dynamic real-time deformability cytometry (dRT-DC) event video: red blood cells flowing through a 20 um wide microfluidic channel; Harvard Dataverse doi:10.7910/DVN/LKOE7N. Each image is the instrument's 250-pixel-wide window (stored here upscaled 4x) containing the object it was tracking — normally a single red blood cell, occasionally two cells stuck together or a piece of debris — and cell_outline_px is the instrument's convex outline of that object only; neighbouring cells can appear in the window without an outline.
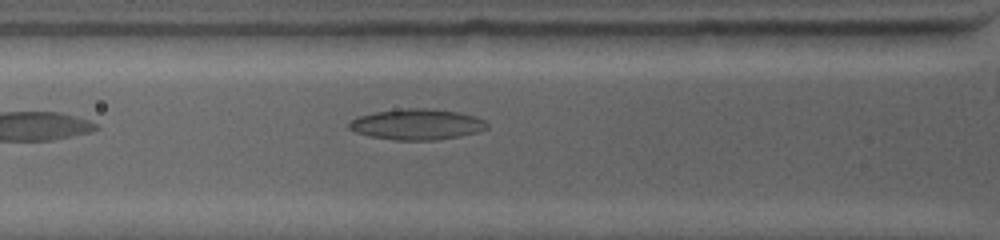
{"species": "common noctule bat (a hibernating species)", "species_latin": "Nyctalus noctula", "temperature_condition": "warm", "stored_images_in_passage": 18, "camera_frame_rate_fps": 4500, "um_per_image_px": 0.085, "animal": {"sex": "female", "body_mass_g": 19.0, "forearm_length_mm": 53.3}, "frame": {"image": 1, "passage_image": 5, "time_ms": 1.556, "image_size_px": [1000, 240], "cell_outline_px": [[488, 128], [476, 132], [460, 136], [436, 140], [392, 140], [368, 136], [356, 132], [348, 128], [348, 124], [352, 120], [360, 116], [376, 112], [404, 108], [424, 108], [460, 112], [476, 116], [484, 120], [488, 124]], "centroid_in_image_um": [35.45, 10.57], "position_along_channel_um": 90.3, "area_um2": 24.74}}
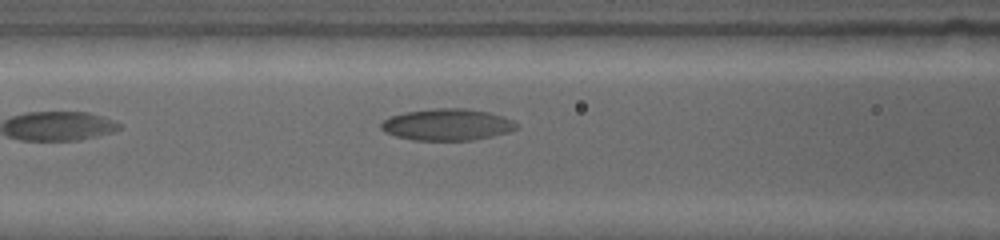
{"frame": {"image": 2, "passage_image": 9, "time_ms": 2.667, "image_size_px": [1000, 240], "cell_outline_px": [[516, 128], [508, 132], [492, 136], [472, 140], [412, 140], [396, 136], [384, 132], [380, 128], [380, 124], [384, 120], [392, 116], [404, 112], [432, 108], [464, 108], [488, 112], [512, 120], [516, 124]], "centroid_in_image_um": [37.96, 10.59], "position_along_channel_um": 128.6, "area_um2": 24.8}}